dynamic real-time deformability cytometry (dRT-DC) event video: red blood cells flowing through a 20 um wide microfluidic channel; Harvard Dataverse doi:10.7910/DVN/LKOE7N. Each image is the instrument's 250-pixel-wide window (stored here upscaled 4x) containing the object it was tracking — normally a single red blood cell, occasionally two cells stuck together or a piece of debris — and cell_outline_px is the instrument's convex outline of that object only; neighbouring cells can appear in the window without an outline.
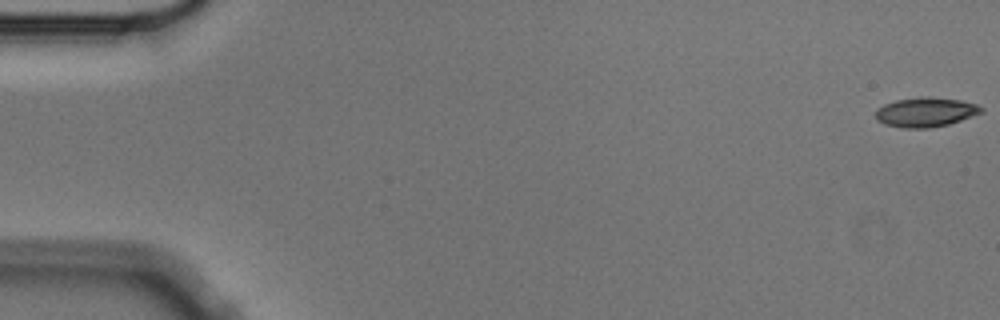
{"species": "Egyptian fruit bat (a non-hibernating species)", "species_latin": "Rousettus aegyptiacus", "temperature_condition": "cold", "stored_images_in_passage": 5, "camera_frame_rate_fps": 3000, "um_per_image_px": 0.085, "animal": {"sex": "male"}, "frame": {"image": 1, "passage_image": 1, "time_ms": 0.0, "image_size_px": [1000, 320], "cell_outline_px": [[984, 112], [948, 124], [928, 128], [900, 128], [884, 124], [876, 120], [876, 108], [884, 104], [896, 100], [920, 96], [928, 96], [960, 100], [976, 104], [984, 108]], "centroid_in_image_um": [78.66, 9.52], "position_along_channel_um": 6.3, "area_um2": 18.32}}
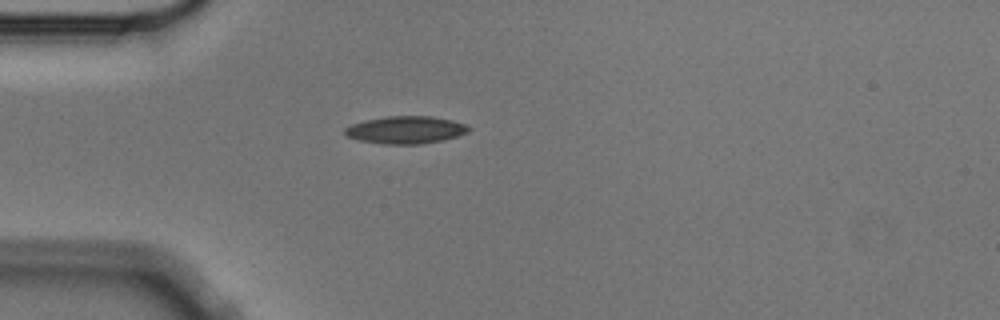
{"frame": {"image": 2, "passage_image": 5, "time_ms": 1.333, "image_size_px": [1000, 320], "cell_outline_px": [[472, 128], [468, 132], [444, 140], [420, 144], [384, 144], [360, 140], [348, 136], [344, 132], [344, 128], [352, 124], [364, 120], [388, 116], [432, 116], [452, 120], [464, 124]], "centroid_in_image_um": [34.5, 11.03], "position_along_channel_um": 50.5, "area_um2": 19.77}}